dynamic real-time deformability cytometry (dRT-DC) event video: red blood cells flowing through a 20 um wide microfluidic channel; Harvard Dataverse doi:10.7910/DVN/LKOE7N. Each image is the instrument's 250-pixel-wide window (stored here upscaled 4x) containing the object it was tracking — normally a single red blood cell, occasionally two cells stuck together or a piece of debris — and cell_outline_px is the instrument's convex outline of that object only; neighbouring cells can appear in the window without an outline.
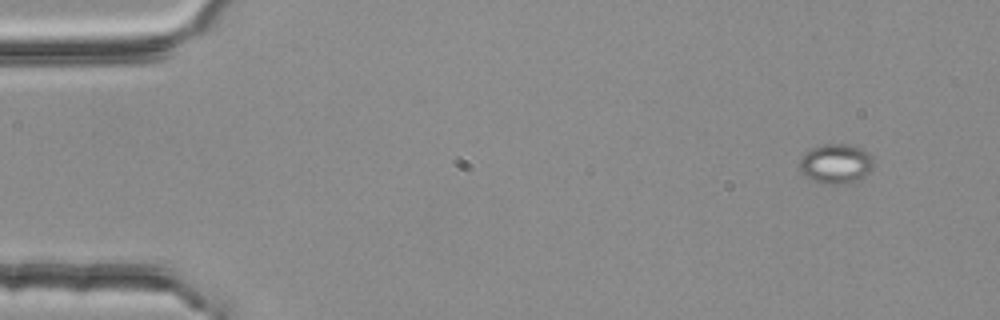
{"species": "common noctule bat (a hibernating species)", "species_latin": "Nyctalus noctula", "temperature_condition": "room temperature", "stored_images_in_passage": 4, "camera_frame_rate_fps": 3000, "um_per_image_px": 0.085, "animal": {"sex": "female", "body_mass_g": 25.1}, "frame": {"image": 1, "passage_image": 1, "time_ms": 0.0, "image_size_px": [1000, 320], "cell_outline_px": [[872, 168], [864, 176], [848, 184], [824, 184], [812, 180], [804, 176], [800, 172], [800, 160], [804, 152], [812, 148], [824, 144], [852, 144], [864, 148], [872, 156]], "centroid_in_image_um": [71.04, 13.91], "position_along_channel_um": 14.0, "area_um2": 17.34}}